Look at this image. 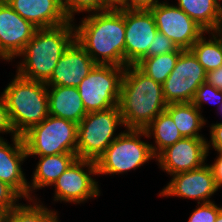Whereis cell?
Masks as SVG:
<instances>
[{
    "mask_svg": "<svg viewBox=\"0 0 222 222\" xmlns=\"http://www.w3.org/2000/svg\"><path fill=\"white\" fill-rule=\"evenodd\" d=\"M75 28V40L96 64L124 67L125 9L90 13Z\"/></svg>",
    "mask_w": 222,
    "mask_h": 222,
    "instance_id": "1",
    "label": "cell"
},
{
    "mask_svg": "<svg viewBox=\"0 0 222 222\" xmlns=\"http://www.w3.org/2000/svg\"><path fill=\"white\" fill-rule=\"evenodd\" d=\"M0 222H7V212L0 209Z\"/></svg>",
    "mask_w": 222,
    "mask_h": 222,
    "instance_id": "37",
    "label": "cell"
},
{
    "mask_svg": "<svg viewBox=\"0 0 222 222\" xmlns=\"http://www.w3.org/2000/svg\"><path fill=\"white\" fill-rule=\"evenodd\" d=\"M218 191L209 164L172 175V179L159 193L161 196H177L195 199L198 204L212 202L210 197Z\"/></svg>",
    "mask_w": 222,
    "mask_h": 222,
    "instance_id": "15",
    "label": "cell"
},
{
    "mask_svg": "<svg viewBox=\"0 0 222 222\" xmlns=\"http://www.w3.org/2000/svg\"><path fill=\"white\" fill-rule=\"evenodd\" d=\"M78 124L48 115L40 124L31 127L22 135L29 156H50L76 153Z\"/></svg>",
    "mask_w": 222,
    "mask_h": 222,
    "instance_id": "5",
    "label": "cell"
},
{
    "mask_svg": "<svg viewBox=\"0 0 222 222\" xmlns=\"http://www.w3.org/2000/svg\"><path fill=\"white\" fill-rule=\"evenodd\" d=\"M63 11L74 23V13H94L110 9L114 4L110 0H60Z\"/></svg>",
    "mask_w": 222,
    "mask_h": 222,
    "instance_id": "27",
    "label": "cell"
},
{
    "mask_svg": "<svg viewBox=\"0 0 222 222\" xmlns=\"http://www.w3.org/2000/svg\"><path fill=\"white\" fill-rule=\"evenodd\" d=\"M37 27L0 0V59L12 61L32 39Z\"/></svg>",
    "mask_w": 222,
    "mask_h": 222,
    "instance_id": "14",
    "label": "cell"
},
{
    "mask_svg": "<svg viewBox=\"0 0 222 222\" xmlns=\"http://www.w3.org/2000/svg\"><path fill=\"white\" fill-rule=\"evenodd\" d=\"M72 22L70 20L60 26L37 29L17 55L22 57V61L16 74L25 79L46 82L61 56L75 41V24Z\"/></svg>",
    "mask_w": 222,
    "mask_h": 222,
    "instance_id": "3",
    "label": "cell"
},
{
    "mask_svg": "<svg viewBox=\"0 0 222 222\" xmlns=\"http://www.w3.org/2000/svg\"><path fill=\"white\" fill-rule=\"evenodd\" d=\"M215 202L199 203L189 216L188 222H215L222 207H218Z\"/></svg>",
    "mask_w": 222,
    "mask_h": 222,
    "instance_id": "29",
    "label": "cell"
},
{
    "mask_svg": "<svg viewBox=\"0 0 222 222\" xmlns=\"http://www.w3.org/2000/svg\"><path fill=\"white\" fill-rule=\"evenodd\" d=\"M23 197L10 185L0 180V209L10 212L20 203L17 201Z\"/></svg>",
    "mask_w": 222,
    "mask_h": 222,
    "instance_id": "31",
    "label": "cell"
},
{
    "mask_svg": "<svg viewBox=\"0 0 222 222\" xmlns=\"http://www.w3.org/2000/svg\"><path fill=\"white\" fill-rule=\"evenodd\" d=\"M206 70L190 50H184L170 75L162 84L167 104L190 103L196 90L206 81Z\"/></svg>",
    "mask_w": 222,
    "mask_h": 222,
    "instance_id": "9",
    "label": "cell"
},
{
    "mask_svg": "<svg viewBox=\"0 0 222 222\" xmlns=\"http://www.w3.org/2000/svg\"><path fill=\"white\" fill-rule=\"evenodd\" d=\"M158 29L150 10H125L124 68L148 57Z\"/></svg>",
    "mask_w": 222,
    "mask_h": 222,
    "instance_id": "12",
    "label": "cell"
},
{
    "mask_svg": "<svg viewBox=\"0 0 222 222\" xmlns=\"http://www.w3.org/2000/svg\"><path fill=\"white\" fill-rule=\"evenodd\" d=\"M13 144L0 137V180L14 188L25 200H29L28 182L21 164L28 158L22 136L13 135Z\"/></svg>",
    "mask_w": 222,
    "mask_h": 222,
    "instance_id": "17",
    "label": "cell"
},
{
    "mask_svg": "<svg viewBox=\"0 0 222 222\" xmlns=\"http://www.w3.org/2000/svg\"><path fill=\"white\" fill-rule=\"evenodd\" d=\"M210 138L211 141H207L208 151L211 145L215 151H222V122L210 126Z\"/></svg>",
    "mask_w": 222,
    "mask_h": 222,
    "instance_id": "34",
    "label": "cell"
},
{
    "mask_svg": "<svg viewBox=\"0 0 222 222\" xmlns=\"http://www.w3.org/2000/svg\"><path fill=\"white\" fill-rule=\"evenodd\" d=\"M22 18L38 29L60 26L69 22L60 0H5Z\"/></svg>",
    "mask_w": 222,
    "mask_h": 222,
    "instance_id": "18",
    "label": "cell"
},
{
    "mask_svg": "<svg viewBox=\"0 0 222 222\" xmlns=\"http://www.w3.org/2000/svg\"><path fill=\"white\" fill-rule=\"evenodd\" d=\"M210 34V39L202 35L189 49L206 72L222 66V31Z\"/></svg>",
    "mask_w": 222,
    "mask_h": 222,
    "instance_id": "24",
    "label": "cell"
},
{
    "mask_svg": "<svg viewBox=\"0 0 222 222\" xmlns=\"http://www.w3.org/2000/svg\"><path fill=\"white\" fill-rule=\"evenodd\" d=\"M125 129L144 130L167 107L162 84L136 65L124 69L118 103Z\"/></svg>",
    "mask_w": 222,
    "mask_h": 222,
    "instance_id": "2",
    "label": "cell"
},
{
    "mask_svg": "<svg viewBox=\"0 0 222 222\" xmlns=\"http://www.w3.org/2000/svg\"><path fill=\"white\" fill-rule=\"evenodd\" d=\"M96 63L75 40L61 56L46 86L78 87Z\"/></svg>",
    "mask_w": 222,
    "mask_h": 222,
    "instance_id": "16",
    "label": "cell"
},
{
    "mask_svg": "<svg viewBox=\"0 0 222 222\" xmlns=\"http://www.w3.org/2000/svg\"><path fill=\"white\" fill-rule=\"evenodd\" d=\"M205 82L209 85H212L217 90H222V66L207 72Z\"/></svg>",
    "mask_w": 222,
    "mask_h": 222,
    "instance_id": "36",
    "label": "cell"
},
{
    "mask_svg": "<svg viewBox=\"0 0 222 222\" xmlns=\"http://www.w3.org/2000/svg\"><path fill=\"white\" fill-rule=\"evenodd\" d=\"M95 175L98 173L94 161L77 158L52 184L55 186L54 201L80 204L100 196L98 182L91 177Z\"/></svg>",
    "mask_w": 222,
    "mask_h": 222,
    "instance_id": "10",
    "label": "cell"
},
{
    "mask_svg": "<svg viewBox=\"0 0 222 222\" xmlns=\"http://www.w3.org/2000/svg\"><path fill=\"white\" fill-rule=\"evenodd\" d=\"M47 88L49 115L76 124L87 115L77 87L47 86Z\"/></svg>",
    "mask_w": 222,
    "mask_h": 222,
    "instance_id": "19",
    "label": "cell"
},
{
    "mask_svg": "<svg viewBox=\"0 0 222 222\" xmlns=\"http://www.w3.org/2000/svg\"><path fill=\"white\" fill-rule=\"evenodd\" d=\"M217 154H219L215 160V162L209 167L211 168L215 184L218 189L222 187V151H217Z\"/></svg>",
    "mask_w": 222,
    "mask_h": 222,
    "instance_id": "35",
    "label": "cell"
},
{
    "mask_svg": "<svg viewBox=\"0 0 222 222\" xmlns=\"http://www.w3.org/2000/svg\"><path fill=\"white\" fill-rule=\"evenodd\" d=\"M124 67L96 64L77 87L86 112L118 106Z\"/></svg>",
    "mask_w": 222,
    "mask_h": 222,
    "instance_id": "8",
    "label": "cell"
},
{
    "mask_svg": "<svg viewBox=\"0 0 222 222\" xmlns=\"http://www.w3.org/2000/svg\"><path fill=\"white\" fill-rule=\"evenodd\" d=\"M119 125L124 126L119 106L88 112L78 124L77 158L96 162L122 133H115Z\"/></svg>",
    "mask_w": 222,
    "mask_h": 222,
    "instance_id": "6",
    "label": "cell"
},
{
    "mask_svg": "<svg viewBox=\"0 0 222 222\" xmlns=\"http://www.w3.org/2000/svg\"><path fill=\"white\" fill-rule=\"evenodd\" d=\"M144 130L148 138L152 135L155 139L156 145L150 144L155 157L161 151L183 138L172 117L166 110L161 112Z\"/></svg>",
    "mask_w": 222,
    "mask_h": 222,
    "instance_id": "23",
    "label": "cell"
},
{
    "mask_svg": "<svg viewBox=\"0 0 222 222\" xmlns=\"http://www.w3.org/2000/svg\"><path fill=\"white\" fill-rule=\"evenodd\" d=\"M215 222H222V211L218 214Z\"/></svg>",
    "mask_w": 222,
    "mask_h": 222,
    "instance_id": "38",
    "label": "cell"
},
{
    "mask_svg": "<svg viewBox=\"0 0 222 222\" xmlns=\"http://www.w3.org/2000/svg\"><path fill=\"white\" fill-rule=\"evenodd\" d=\"M143 136L148 138L145 130L123 131L95 162L98 175L126 173L156 158L150 144L141 140Z\"/></svg>",
    "mask_w": 222,
    "mask_h": 222,
    "instance_id": "7",
    "label": "cell"
},
{
    "mask_svg": "<svg viewBox=\"0 0 222 222\" xmlns=\"http://www.w3.org/2000/svg\"><path fill=\"white\" fill-rule=\"evenodd\" d=\"M219 108H220V111L222 112V103H221V105L220 106H218Z\"/></svg>",
    "mask_w": 222,
    "mask_h": 222,
    "instance_id": "39",
    "label": "cell"
},
{
    "mask_svg": "<svg viewBox=\"0 0 222 222\" xmlns=\"http://www.w3.org/2000/svg\"><path fill=\"white\" fill-rule=\"evenodd\" d=\"M213 100H215V102ZM204 102L216 103L220 106L222 103V90H217L206 82L201 84L195 92L192 103L201 111V106Z\"/></svg>",
    "mask_w": 222,
    "mask_h": 222,
    "instance_id": "28",
    "label": "cell"
},
{
    "mask_svg": "<svg viewBox=\"0 0 222 222\" xmlns=\"http://www.w3.org/2000/svg\"><path fill=\"white\" fill-rule=\"evenodd\" d=\"M205 138H182L156 156L160 168L170 176L203 166L208 156Z\"/></svg>",
    "mask_w": 222,
    "mask_h": 222,
    "instance_id": "13",
    "label": "cell"
},
{
    "mask_svg": "<svg viewBox=\"0 0 222 222\" xmlns=\"http://www.w3.org/2000/svg\"><path fill=\"white\" fill-rule=\"evenodd\" d=\"M150 11L158 31L180 49L189 50L203 34L207 33L176 4L160 2Z\"/></svg>",
    "mask_w": 222,
    "mask_h": 222,
    "instance_id": "11",
    "label": "cell"
},
{
    "mask_svg": "<svg viewBox=\"0 0 222 222\" xmlns=\"http://www.w3.org/2000/svg\"><path fill=\"white\" fill-rule=\"evenodd\" d=\"M0 133H11L10 135L12 136L16 135L11 125L8 109L2 94L0 95Z\"/></svg>",
    "mask_w": 222,
    "mask_h": 222,
    "instance_id": "33",
    "label": "cell"
},
{
    "mask_svg": "<svg viewBox=\"0 0 222 222\" xmlns=\"http://www.w3.org/2000/svg\"><path fill=\"white\" fill-rule=\"evenodd\" d=\"M174 51H184L174 44L166 35L157 31L152 45L148 49V57L163 55Z\"/></svg>",
    "mask_w": 222,
    "mask_h": 222,
    "instance_id": "30",
    "label": "cell"
},
{
    "mask_svg": "<svg viewBox=\"0 0 222 222\" xmlns=\"http://www.w3.org/2000/svg\"><path fill=\"white\" fill-rule=\"evenodd\" d=\"M159 3L158 0H116L113 4L125 10H150Z\"/></svg>",
    "mask_w": 222,
    "mask_h": 222,
    "instance_id": "32",
    "label": "cell"
},
{
    "mask_svg": "<svg viewBox=\"0 0 222 222\" xmlns=\"http://www.w3.org/2000/svg\"><path fill=\"white\" fill-rule=\"evenodd\" d=\"M77 159L76 153H62L41 156L33 173L29 188V200L33 199L32 191L52 186L58 177Z\"/></svg>",
    "mask_w": 222,
    "mask_h": 222,
    "instance_id": "20",
    "label": "cell"
},
{
    "mask_svg": "<svg viewBox=\"0 0 222 222\" xmlns=\"http://www.w3.org/2000/svg\"><path fill=\"white\" fill-rule=\"evenodd\" d=\"M172 117L177 129L184 138H204L199 134L206 120L192 103H171L165 109Z\"/></svg>",
    "mask_w": 222,
    "mask_h": 222,
    "instance_id": "22",
    "label": "cell"
},
{
    "mask_svg": "<svg viewBox=\"0 0 222 222\" xmlns=\"http://www.w3.org/2000/svg\"><path fill=\"white\" fill-rule=\"evenodd\" d=\"M45 82L25 79L18 74L1 93L16 135L22 136L49 115Z\"/></svg>",
    "mask_w": 222,
    "mask_h": 222,
    "instance_id": "4",
    "label": "cell"
},
{
    "mask_svg": "<svg viewBox=\"0 0 222 222\" xmlns=\"http://www.w3.org/2000/svg\"><path fill=\"white\" fill-rule=\"evenodd\" d=\"M37 199H30L29 203L19 204L17 207L7 213V222H60L57 211L49 210L43 204L34 202ZM39 203V204H38Z\"/></svg>",
    "mask_w": 222,
    "mask_h": 222,
    "instance_id": "26",
    "label": "cell"
},
{
    "mask_svg": "<svg viewBox=\"0 0 222 222\" xmlns=\"http://www.w3.org/2000/svg\"><path fill=\"white\" fill-rule=\"evenodd\" d=\"M183 51L143 58L136 66L155 82L163 84L174 69L178 57Z\"/></svg>",
    "mask_w": 222,
    "mask_h": 222,
    "instance_id": "25",
    "label": "cell"
},
{
    "mask_svg": "<svg viewBox=\"0 0 222 222\" xmlns=\"http://www.w3.org/2000/svg\"><path fill=\"white\" fill-rule=\"evenodd\" d=\"M177 1V6L208 34L222 31V6L218 0Z\"/></svg>",
    "mask_w": 222,
    "mask_h": 222,
    "instance_id": "21",
    "label": "cell"
}]
</instances>
